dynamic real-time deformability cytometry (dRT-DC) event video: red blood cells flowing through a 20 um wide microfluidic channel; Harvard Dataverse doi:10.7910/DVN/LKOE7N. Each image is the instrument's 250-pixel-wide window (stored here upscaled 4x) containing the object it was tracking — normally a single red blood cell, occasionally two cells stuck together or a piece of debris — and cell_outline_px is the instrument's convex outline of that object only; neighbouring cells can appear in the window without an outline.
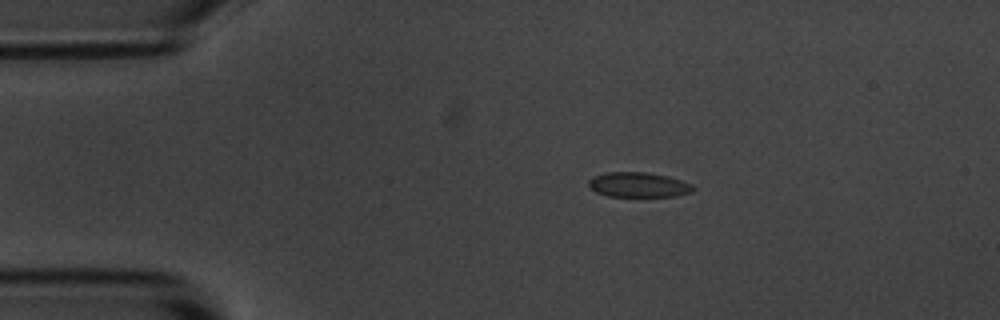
{"species": "common noctule bat (a hibernating species)", "species_latin": "Nyctalus noctula", "temperature_condition": "room temperature", "stored_images_in_passage": 4, "camera_frame_rate_fps": 3000, "um_per_image_px": 0.085, "animal": {"sex": "male", "body_mass_g": 20.1, "forearm_length_mm": 53.5}, "frame": {"image": 1, "passage_image": 2, "time_ms": 1.333, "image_size_px": [1000, 320], "cell_outline_px": [[696, 188], [692, 192], [676, 196], [608, 196], [596, 192], [588, 184], [588, 180], [592, 176], [608, 172], [644, 172], [668, 176], [692, 184]], "centroid_in_image_um": [54.28, 15.7], "position_along_channel_um": 30.7, "area_um2": 15.14}}
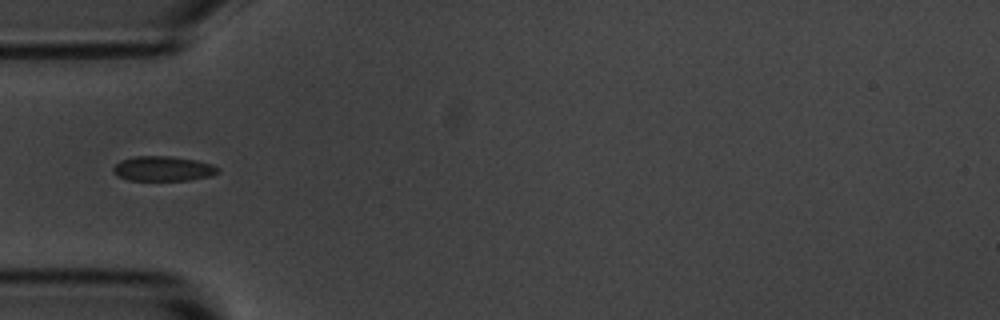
{"frame": {"image": 2, "passage_image": 4, "time_ms": 3.667, "image_size_px": [1000, 320], "cell_outline_px": [[220, 172], [212, 176], [192, 180], [128, 180], [116, 176], [112, 168], [120, 160], [136, 156], [168, 156], [196, 160], [212, 164], [220, 168]], "centroid_in_image_um": [13.89, 14.34], "position_along_channel_um": 71.1, "area_um2": 15.32}}